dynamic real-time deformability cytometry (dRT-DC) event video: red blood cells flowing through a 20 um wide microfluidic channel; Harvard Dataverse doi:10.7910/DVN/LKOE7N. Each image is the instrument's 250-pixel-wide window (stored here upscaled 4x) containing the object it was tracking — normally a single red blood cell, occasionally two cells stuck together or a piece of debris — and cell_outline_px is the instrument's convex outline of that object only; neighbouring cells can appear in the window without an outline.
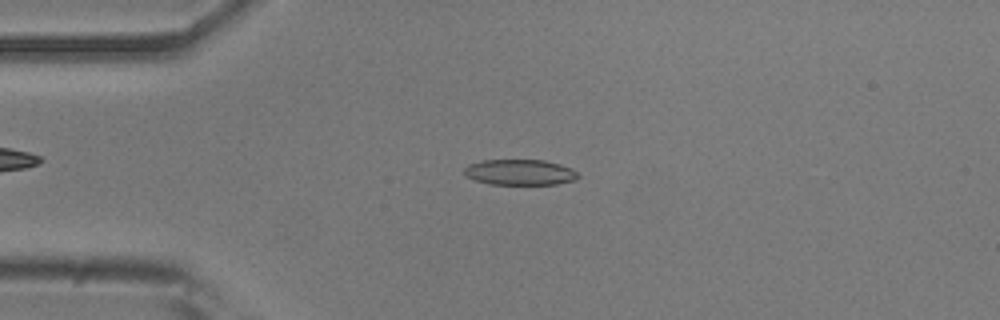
{"species": "common noctule bat (a hibernating species)", "species_latin": "Nyctalus noctula", "temperature_condition": "room temperature", "stored_images_in_passage": 46, "camera_frame_rate_fps": 3000, "um_per_image_px": 0.085, "animal": {"sex": "male", "body_mass_g": 20.5, "forearm_length_mm": 52.5}, "frame": {"image": 1, "passage_image": 6, "time_ms": 1.667, "image_size_px": [1000, 320], "cell_outline_px": [[580, 176], [576, 180], [556, 184], [488, 184], [476, 180], [468, 176], [464, 172], [464, 168], [468, 164], [480, 160], [544, 160], [560, 164], [572, 168]], "centroid_in_image_um": [44.21, 14.63], "position_along_channel_um": 40.8, "area_um2": 17.05}}
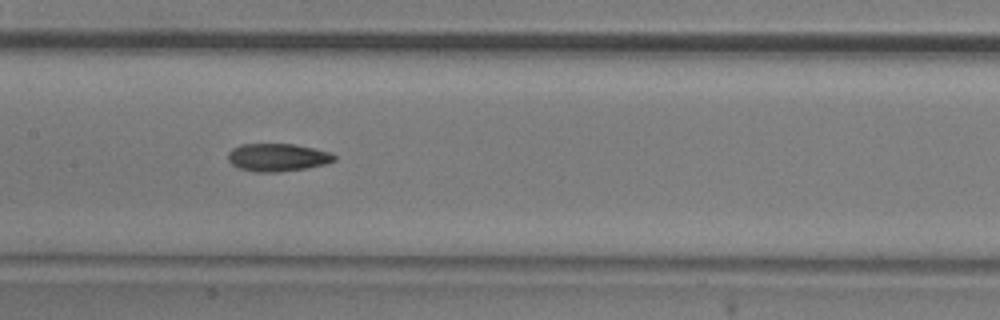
{"frame": {"image": 2, "passage_image": 19, "time_ms": 6.0, "image_size_px": [1000, 320], "cell_outline_px": [[336, 160], [324, 164], [308, 168], [280, 172], [256, 172], [240, 168], [232, 164], [228, 160], [228, 152], [232, 148], [240, 144], [292, 144], [332, 152], [336, 156]], "centroid_in_image_um": [23.6, 13.38], "position_along_channel_um": 183.8, "area_um2": 17.28}}
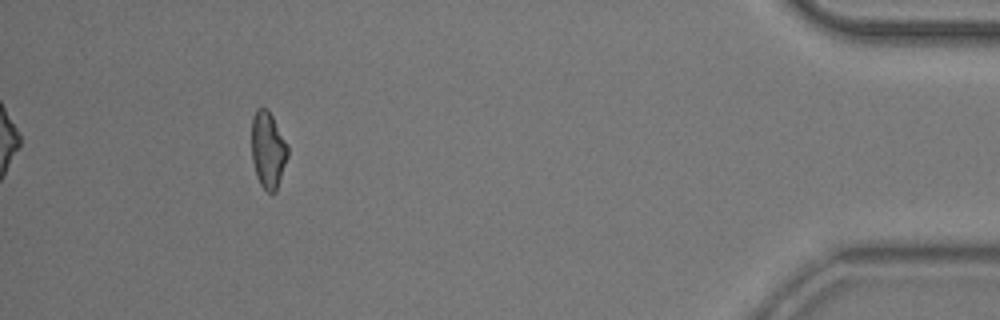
{"frame": {"image": 3, "passage_image": 42, "time_ms": 13.667, "image_size_px": [1000, 320], "cell_outline_px": [[288, 156], [276, 192], [268, 192], [260, 184], [256, 176], [252, 160], [252, 116], [256, 108], [268, 108], [288, 144]], "centroid_in_image_um": [22.78, 12.72], "position_along_channel_um": 412.4, "area_um2": 16.3}, "authors_computed_cell_mechanics": {"area_um2": 17.051, "velocity_mm_per_s": 3.7996, "shape_relaxation_time_tau1_ms": 9.4237, "shape_relaxation_time_tau2_ms": 4.532, "deformation_change_tau1": 0.191, "deformation_change_tau2": 0.1066}}